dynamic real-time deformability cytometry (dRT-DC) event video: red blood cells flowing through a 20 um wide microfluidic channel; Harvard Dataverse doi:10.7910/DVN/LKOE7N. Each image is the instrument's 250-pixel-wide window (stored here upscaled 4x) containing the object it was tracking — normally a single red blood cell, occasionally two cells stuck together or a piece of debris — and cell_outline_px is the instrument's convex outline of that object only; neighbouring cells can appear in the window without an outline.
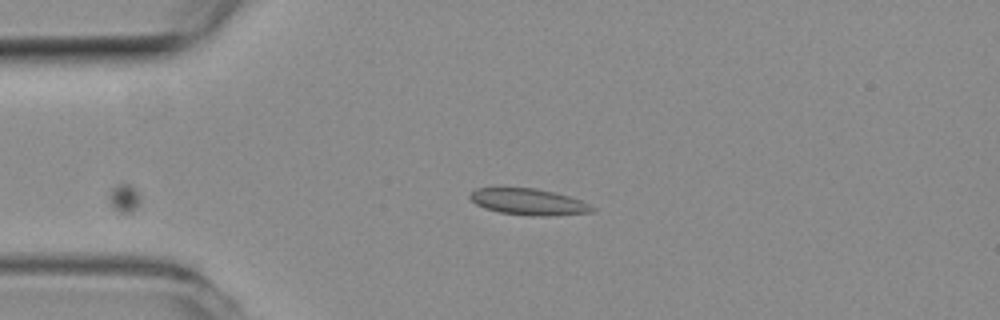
{"species": "common noctule bat (a hibernating species)", "species_latin": "Nyctalus noctula", "temperature_condition": "room temperature", "stored_images_in_passage": 41, "camera_frame_rate_fps": 3000, "um_per_image_px": 0.085, "animal": {"sex": "female", "body_mass_g": 19.3, "forearm_length_mm": 54.1}, "frame": {"image": 1, "passage_image": 1, "time_ms": 0.0, "image_size_px": [1000, 320], "cell_outline_px": [[596, 208], [592, 212], [548, 216], [532, 216], [500, 212], [484, 208], [476, 204], [468, 196], [476, 188], [536, 188], [556, 192], [580, 200]], "centroid_in_image_um": [44.93, 17.15], "position_along_channel_um": 40.1, "area_um2": 18.67}}
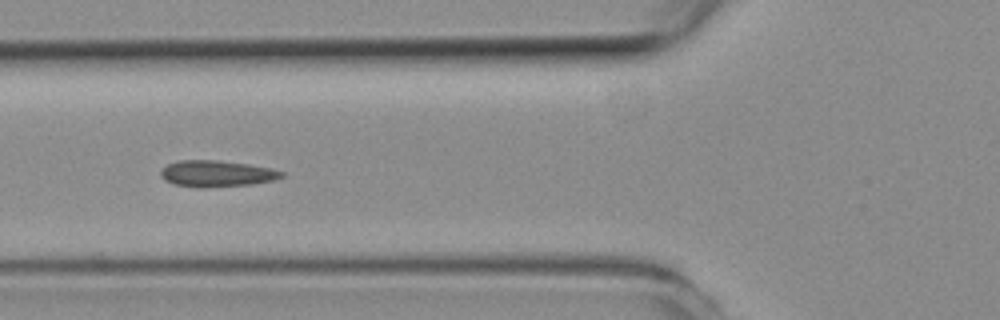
{"frame": {"image": 2, "passage_image": 8, "time_ms": 2.333, "image_size_px": [1000, 320], "cell_outline_px": [[284, 176], [272, 180], [252, 184], [200, 188], [176, 184], [164, 180], [160, 176], [160, 172], [168, 164], [180, 160], [216, 160], [248, 164], [272, 168], [284, 172]], "centroid_in_image_um": [18.42, 14.75], "position_along_channel_um": 107.4, "area_um2": 18.44}}
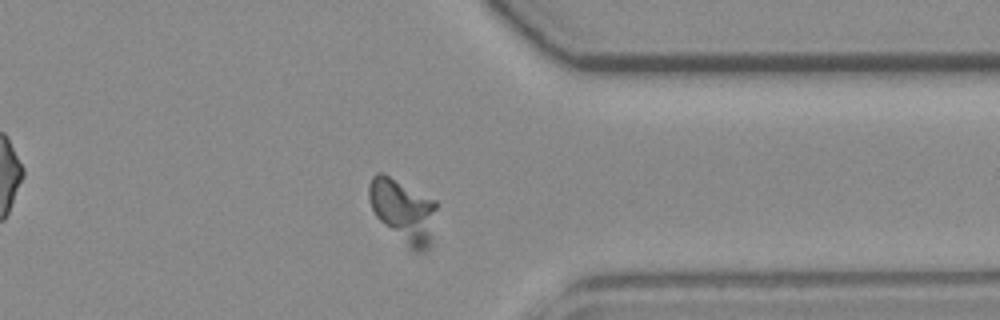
{"frame": {"image": 3, "passage_image": 29, "time_ms": 9.333, "image_size_px": [1000, 320], "cell_outline_px": [[436, 208], [432, 244], [424, 252], [412, 252], [376, 216], [372, 208], [368, 196], [368, 184], [372, 176], [376, 172], [384, 172], [436, 200]], "centroid_in_image_um": [34.29, 17.92], "position_along_channel_um": 377.1, "area_um2": 25.49}}